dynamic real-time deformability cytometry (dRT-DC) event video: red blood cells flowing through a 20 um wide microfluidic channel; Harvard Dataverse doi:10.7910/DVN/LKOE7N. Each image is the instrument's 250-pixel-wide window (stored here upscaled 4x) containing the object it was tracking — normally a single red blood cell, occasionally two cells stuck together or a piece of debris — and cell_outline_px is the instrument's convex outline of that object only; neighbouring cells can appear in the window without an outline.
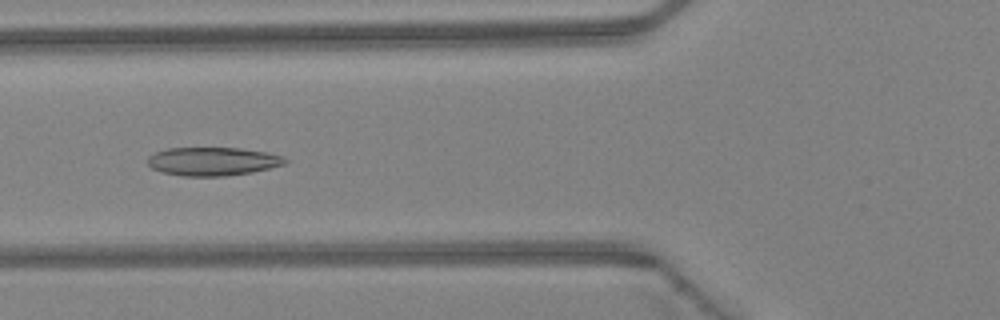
{"species": "Egyptian fruit bat (a non-hibernating species)", "species_latin": "Rousettus aegyptiacus", "temperature_condition": "warm", "stored_images_in_passage": 46, "camera_frame_rate_fps": 3000, "um_per_image_px": 0.085, "animal": {"sex": "female"}, "frame": {"image": 1, "passage_image": 18, "time_ms": 5.667, "image_size_px": [1000, 320], "cell_outline_px": [[288, 160], [284, 164], [252, 172], [224, 176], [184, 176], [164, 172], [152, 168], [148, 164], [148, 156], [156, 152], [168, 148], [240, 148], [268, 152], [284, 156]], "centroid_in_image_um": [18.1, 13.71], "position_along_channel_um": 107.7, "area_um2": 22.66}}
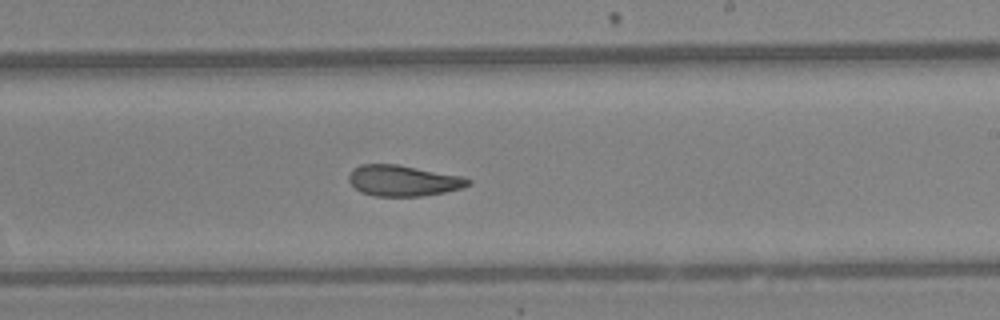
{"frame": {"image": 2, "passage_image": 28, "time_ms": 9.0, "image_size_px": [1000, 320], "cell_outline_px": [[472, 184], [460, 188], [444, 192], [420, 196], [376, 196], [360, 192], [348, 180], [348, 176], [352, 168], [360, 164], [396, 164], [464, 176], [472, 180]], "centroid_in_image_um": [34.27, 15.34], "position_along_channel_um": 254.7, "area_um2": 21.56}}
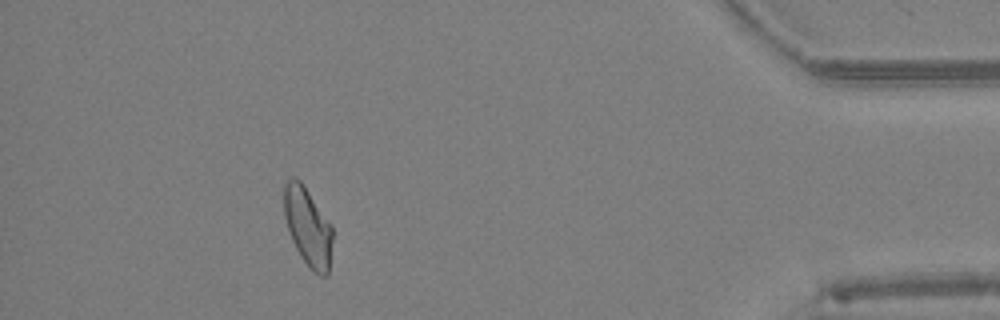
{"frame": {"image": 3, "passage_image": 42, "time_ms": 13.667, "image_size_px": [1000, 320], "cell_outline_px": [[332, 240], [328, 276], [320, 276], [300, 256], [292, 240], [284, 216], [284, 184], [292, 176], [300, 180], [332, 224]], "centroid_in_image_um": [26.17, 19.25], "position_along_channel_um": 409.0, "area_um2": 21.96}, "authors_computed_cell_mechanics": {"area_um2": 22.4842, "velocity_mm_per_s": 4.4408, "shape_relaxation_time_tau1_ms": null, "shape_relaxation_time_tau2_ms": 2.8431, "deformation_change_tau1": null, "deformation_change_tau2": 0.0858}}